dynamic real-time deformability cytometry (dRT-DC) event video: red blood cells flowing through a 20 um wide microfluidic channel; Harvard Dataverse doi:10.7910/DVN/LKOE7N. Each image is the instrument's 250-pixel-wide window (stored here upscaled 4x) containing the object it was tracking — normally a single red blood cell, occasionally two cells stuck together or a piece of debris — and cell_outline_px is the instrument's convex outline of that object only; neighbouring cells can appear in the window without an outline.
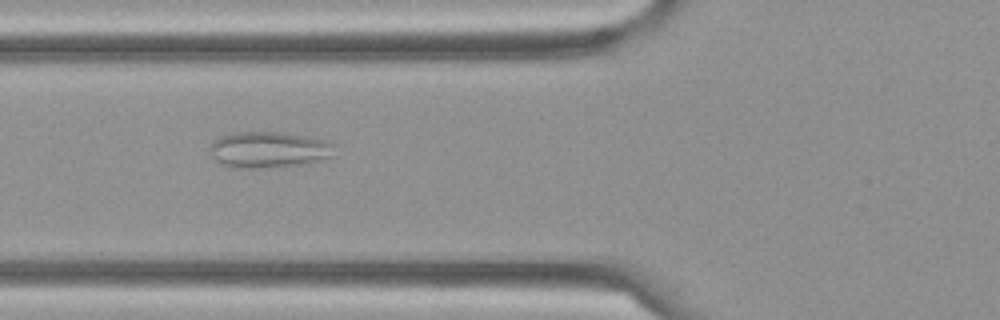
{"species": "Egyptian fruit bat (a non-hibernating species)", "species_latin": "Rousettus aegyptiacus", "temperature_condition": "cold", "stored_images_in_passage": 10, "camera_frame_rate_fps": 3000, "um_per_image_px": 0.085, "frame": {"image": 1, "passage_image": 6, "time_ms": 1.667, "image_size_px": [1000, 320], "cell_outline_px": [[332, 156], [320, 160], [304, 164], [264, 168], [232, 168], [220, 164], [212, 156], [208, 148], [220, 136], [236, 132], [284, 132], [324, 140], [328, 144], [332, 152]], "centroid_in_image_um": [22.75, 12.74], "position_along_channel_um": 103.0, "area_um2": 26.01}}